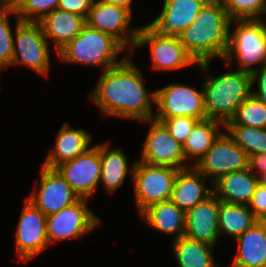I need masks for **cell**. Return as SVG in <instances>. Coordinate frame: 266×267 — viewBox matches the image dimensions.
Returning <instances> with one entry per match:
<instances>
[{
  "label": "cell",
  "instance_id": "cell-30",
  "mask_svg": "<svg viewBox=\"0 0 266 267\" xmlns=\"http://www.w3.org/2000/svg\"><path fill=\"white\" fill-rule=\"evenodd\" d=\"M224 130L248 155L266 153V128L225 126Z\"/></svg>",
  "mask_w": 266,
  "mask_h": 267
},
{
  "label": "cell",
  "instance_id": "cell-19",
  "mask_svg": "<svg viewBox=\"0 0 266 267\" xmlns=\"http://www.w3.org/2000/svg\"><path fill=\"white\" fill-rule=\"evenodd\" d=\"M92 135L83 128H73L69 122H63L56 134L54 146L42 165L56 168L63 162L75 159L91 146Z\"/></svg>",
  "mask_w": 266,
  "mask_h": 267
},
{
  "label": "cell",
  "instance_id": "cell-31",
  "mask_svg": "<svg viewBox=\"0 0 266 267\" xmlns=\"http://www.w3.org/2000/svg\"><path fill=\"white\" fill-rule=\"evenodd\" d=\"M231 20L265 19L266 0H220Z\"/></svg>",
  "mask_w": 266,
  "mask_h": 267
},
{
  "label": "cell",
  "instance_id": "cell-5",
  "mask_svg": "<svg viewBox=\"0 0 266 267\" xmlns=\"http://www.w3.org/2000/svg\"><path fill=\"white\" fill-rule=\"evenodd\" d=\"M232 23H236L234 30L231 29ZM223 60L231 68L233 63H238V70L248 73L265 66L266 21L263 19L231 20L228 49Z\"/></svg>",
  "mask_w": 266,
  "mask_h": 267
},
{
  "label": "cell",
  "instance_id": "cell-37",
  "mask_svg": "<svg viewBox=\"0 0 266 267\" xmlns=\"http://www.w3.org/2000/svg\"><path fill=\"white\" fill-rule=\"evenodd\" d=\"M252 95L266 105V65L251 73ZM254 83L257 90L253 91Z\"/></svg>",
  "mask_w": 266,
  "mask_h": 267
},
{
  "label": "cell",
  "instance_id": "cell-34",
  "mask_svg": "<svg viewBox=\"0 0 266 267\" xmlns=\"http://www.w3.org/2000/svg\"><path fill=\"white\" fill-rule=\"evenodd\" d=\"M198 119L192 117H171L164 119L162 123L169 130L170 134L183 145L189 137L193 127L198 122Z\"/></svg>",
  "mask_w": 266,
  "mask_h": 267
},
{
  "label": "cell",
  "instance_id": "cell-12",
  "mask_svg": "<svg viewBox=\"0 0 266 267\" xmlns=\"http://www.w3.org/2000/svg\"><path fill=\"white\" fill-rule=\"evenodd\" d=\"M132 13L129 9L94 0L86 24L110 34L128 50V54H132L140 28H130Z\"/></svg>",
  "mask_w": 266,
  "mask_h": 267
},
{
  "label": "cell",
  "instance_id": "cell-28",
  "mask_svg": "<svg viewBox=\"0 0 266 267\" xmlns=\"http://www.w3.org/2000/svg\"><path fill=\"white\" fill-rule=\"evenodd\" d=\"M259 219L245 204H230L220 201L218 216L219 235H227L236 239Z\"/></svg>",
  "mask_w": 266,
  "mask_h": 267
},
{
  "label": "cell",
  "instance_id": "cell-14",
  "mask_svg": "<svg viewBox=\"0 0 266 267\" xmlns=\"http://www.w3.org/2000/svg\"><path fill=\"white\" fill-rule=\"evenodd\" d=\"M56 169L79 198L90 199L100 185V143L91 146L75 159L61 163Z\"/></svg>",
  "mask_w": 266,
  "mask_h": 267
},
{
  "label": "cell",
  "instance_id": "cell-40",
  "mask_svg": "<svg viewBox=\"0 0 266 267\" xmlns=\"http://www.w3.org/2000/svg\"><path fill=\"white\" fill-rule=\"evenodd\" d=\"M105 3L117 5L126 9H129L132 12V1L133 0H102Z\"/></svg>",
  "mask_w": 266,
  "mask_h": 267
},
{
  "label": "cell",
  "instance_id": "cell-13",
  "mask_svg": "<svg viewBox=\"0 0 266 267\" xmlns=\"http://www.w3.org/2000/svg\"><path fill=\"white\" fill-rule=\"evenodd\" d=\"M146 123L150 124L140 160L150 165L169 166L179 170L190 168L186 163L182 145L170 134L162 122L154 118Z\"/></svg>",
  "mask_w": 266,
  "mask_h": 267
},
{
  "label": "cell",
  "instance_id": "cell-35",
  "mask_svg": "<svg viewBox=\"0 0 266 267\" xmlns=\"http://www.w3.org/2000/svg\"><path fill=\"white\" fill-rule=\"evenodd\" d=\"M249 209L260 220L266 215V187L260 183L257 185L256 190L252 196Z\"/></svg>",
  "mask_w": 266,
  "mask_h": 267
},
{
  "label": "cell",
  "instance_id": "cell-21",
  "mask_svg": "<svg viewBox=\"0 0 266 267\" xmlns=\"http://www.w3.org/2000/svg\"><path fill=\"white\" fill-rule=\"evenodd\" d=\"M38 23L41 25L46 39L53 41L55 50L58 52L81 33L82 28L86 25V18L77 13L56 8Z\"/></svg>",
  "mask_w": 266,
  "mask_h": 267
},
{
  "label": "cell",
  "instance_id": "cell-6",
  "mask_svg": "<svg viewBox=\"0 0 266 267\" xmlns=\"http://www.w3.org/2000/svg\"><path fill=\"white\" fill-rule=\"evenodd\" d=\"M179 171L173 167L150 165L136 160L131 179L139 214L152 204L170 200Z\"/></svg>",
  "mask_w": 266,
  "mask_h": 267
},
{
  "label": "cell",
  "instance_id": "cell-2",
  "mask_svg": "<svg viewBox=\"0 0 266 267\" xmlns=\"http://www.w3.org/2000/svg\"><path fill=\"white\" fill-rule=\"evenodd\" d=\"M231 18L220 0H209L178 38L205 73L212 59L223 60L229 42Z\"/></svg>",
  "mask_w": 266,
  "mask_h": 267
},
{
  "label": "cell",
  "instance_id": "cell-18",
  "mask_svg": "<svg viewBox=\"0 0 266 267\" xmlns=\"http://www.w3.org/2000/svg\"><path fill=\"white\" fill-rule=\"evenodd\" d=\"M209 0H163L158 16L149 24L159 33L178 36Z\"/></svg>",
  "mask_w": 266,
  "mask_h": 267
},
{
  "label": "cell",
  "instance_id": "cell-24",
  "mask_svg": "<svg viewBox=\"0 0 266 267\" xmlns=\"http://www.w3.org/2000/svg\"><path fill=\"white\" fill-rule=\"evenodd\" d=\"M234 240L238 253L230 267H266V229L260 220Z\"/></svg>",
  "mask_w": 266,
  "mask_h": 267
},
{
  "label": "cell",
  "instance_id": "cell-42",
  "mask_svg": "<svg viewBox=\"0 0 266 267\" xmlns=\"http://www.w3.org/2000/svg\"><path fill=\"white\" fill-rule=\"evenodd\" d=\"M260 222L264 225L266 229V215L260 219Z\"/></svg>",
  "mask_w": 266,
  "mask_h": 267
},
{
  "label": "cell",
  "instance_id": "cell-16",
  "mask_svg": "<svg viewBox=\"0 0 266 267\" xmlns=\"http://www.w3.org/2000/svg\"><path fill=\"white\" fill-rule=\"evenodd\" d=\"M40 173L39 188L34 189L25 199L45 216L57 213L79 199L56 168L42 165Z\"/></svg>",
  "mask_w": 266,
  "mask_h": 267
},
{
  "label": "cell",
  "instance_id": "cell-33",
  "mask_svg": "<svg viewBox=\"0 0 266 267\" xmlns=\"http://www.w3.org/2000/svg\"><path fill=\"white\" fill-rule=\"evenodd\" d=\"M60 0H23L15 10L24 22H39L44 16L58 8Z\"/></svg>",
  "mask_w": 266,
  "mask_h": 267
},
{
  "label": "cell",
  "instance_id": "cell-32",
  "mask_svg": "<svg viewBox=\"0 0 266 267\" xmlns=\"http://www.w3.org/2000/svg\"><path fill=\"white\" fill-rule=\"evenodd\" d=\"M12 14L16 15L15 10L0 9V73L12 66L14 33L9 20Z\"/></svg>",
  "mask_w": 266,
  "mask_h": 267
},
{
  "label": "cell",
  "instance_id": "cell-36",
  "mask_svg": "<svg viewBox=\"0 0 266 267\" xmlns=\"http://www.w3.org/2000/svg\"><path fill=\"white\" fill-rule=\"evenodd\" d=\"M94 0H60L58 8L87 18Z\"/></svg>",
  "mask_w": 266,
  "mask_h": 267
},
{
  "label": "cell",
  "instance_id": "cell-4",
  "mask_svg": "<svg viewBox=\"0 0 266 267\" xmlns=\"http://www.w3.org/2000/svg\"><path fill=\"white\" fill-rule=\"evenodd\" d=\"M126 48L108 33L90 28L87 24L81 33L69 41L58 52L59 60L74 64L101 67V72L121 63L127 56L117 57ZM117 60H116V59Z\"/></svg>",
  "mask_w": 266,
  "mask_h": 267
},
{
  "label": "cell",
  "instance_id": "cell-17",
  "mask_svg": "<svg viewBox=\"0 0 266 267\" xmlns=\"http://www.w3.org/2000/svg\"><path fill=\"white\" fill-rule=\"evenodd\" d=\"M220 200L212 193L186 212L184 235L190 239L209 243L213 246L219 241L218 216Z\"/></svg>",
  "mask_w": 266,
  "mask_h": 267
},
{
  "label": "cell",
  "instance_id": "cell-23",
  "mask_svg": "<svg viewBox=\"0 0 266 267\" xmlns=\"http://www.w3.org/2000/svg\"><path fill=\"white\" fill-rule=\"evenodd\" d=\"M139 215L146 225L163 234L174 236L173 240L184 236L186 213L171 200L152 204Z\"/></svg>",
  "mask_w": 266,
  "mask_h": 267
},
{
  "label": "cell",
  "instance_id": "cell-7",
  "mask_svg": "<svg viewBox=\"0 0 266 267\" xmlns=\"http://www.w3.org/2000/svg\"><path fill=\"white\" fill-rule=\"evenodd\" d=\"M12 65L28 66L43 76L50 71L49 40L38 22H24L15 15Z\"/></svg>",
  "mask_w": 266,
  "mask_h": 267
},
{
  "label": "cell",
  "instance_id": "cell-27",
  "mask_svg": "<svg viewBox=\"0 0 266 267\" xmlns=\"http://www.w3.org/2000/svg\"><path fill=\"white\" fill-rule=\"evenodd\" d=\"M178 267H218L212 254L215 246L181 236L172 241Z\"/></svg>",
  "mask_w": 266,
  "mask_h": 267
},
{
  "label": "cell",
  "instance_id": "cell-29",
  "mask_svg": "<svg viewBox=\"0 0 266 267\" xmlns=\"http://www.w3.org/2000/svg\"><path fill=\"white\" fill-rule=\"evenodd\" d=\"M225 126L266 128V105L251 94Z\"/></svg>",
  "mask_w": 266,
  "mask_h": 267
},
{
  "label": "cell",
  "instance_id": "cell-41",
  "mask_svg": "<svg viewBox=\"0 0 266 267\" xmlns=\"http://www.w3.org/2000/svg\"><path fill=\"white\" fill-rule=\"evenodd\" d=\"M259 183L266 187V173L259 177Z\"/></svg>",
  "mask_w": 266,
  "mask_h": 267
},
{
  "label": "cell",
  "instance_id": "cell-10",
  "mask_svg": "<svg viewBox=\"0 0 266 267\" xmlns=\"http://www.w3.org/2000/svg\"><path fill=\"white\" fill-rule=\"evenodd\" d=\"M87 201L88 199L79 198L72 205L46 216L49 245L78 239L100 226V218L88 208Z\"/></svg>",
  "mask_w": 266,
  "mask_h": 267
},
{
  "label": "cell",
  "instance_id": "cell-11",
  "mask_svg": "<svg viewBox=\"0 0 266 267\" xmlns=\"http://www.w3.org/2000/svg\"><path fill=\"white\" fill-rule=\"evenodd\" d=\"M249 155L242 149L228 132H222L198 162L195 168L206 178L209 177L210 186L220 177L248 168Z\"/></svg>",
  "mask_w": 266,
  "mask_h": 267
},
{
  "label": "cell",
  "instance_id": "cell-39",
  "mask_svg": "<svg viewBox=\"0 0 266 267\" xmlns=\"http://www.w3.org/2000/svg\"><path fill=\"white\" fill-rule=\"evenodd\" d=\"M23 0H0V9L16 10Z\"/></svg>",
  "mask_w": 266,
  "mask_h": 267
},
{
  "label": "cell",
  "instance_id": "cell-20",
  "mask_svg": "<svg viewBox=\"0 0 266 267\" xmlns=\"http://www.w3.org/2000/svg\"><path fill=\"white\" fill-rule=\"evenodd\" d=\"M207 180L195 167L180 170L170 200L186 213L213 193V187H206Z\"/></svg>",
  "mask_w": 266,
  "mask_h": 267
},
{
  "label": "cell",
  "instance_id": "cell-26",
  "mask_svg": "<svg viewBox=\"0 0 266 267\" xmlns=\"http://www.w3.org/2000/svg\"><path fill=\"white\" fill-rule=\"evenodd\" d=\"M220 127L225 129V124L210 118L200 120L196 123L189 137L182 145L186 163L194 159L191 167H195L198 164L223 132Z\"/></svg>",
  "mask_w": 266,
  "mask_h": 267
},
{
  "label": "cell",
  "instance_id": "cell-3",
  "mask_svg": "<svg viewBox=\"0 0 266 267\" xmlns=\"http://www.w3.org/2000/svg\"><path fill=\"white\" fill-rule=\"evenodd\" d=\"M207 76L202 83L207 118L226 124L252 94L251 73L236 68L216 77Z\"/></svg>",
  "mask_w": 266,
  "mask_h": 267
},
{
  "label": "cell",
  "instance_id": "cell-8",
  "mask_svg": "<svg viewBox=\"0 0 266 267\" xmlns=\"http://www.w3.org/2000/svg\"><path fill=\"white\" fill-rule=\"evenodd\" d=\"M148 45H150L151 67L155 70L171 71L198 65L178 36L159 33L149 23L140 26L133 51Z\"/></svg>",
  "mask_w": 266,
  "mask_h": 267
},
{
  "label": "cell",
  "instance_id": "cell-25",
  "mask_svg": "<svg viewBox=\"0 0 266 267\" xmlns=\"http://www.w3.org/2000/svg\"><path fill=\"white\" fill-rule=\"evenodd\" d=\"M109 142H104L100 144V159H101V186L106 189L109 194L115 192L118 188L123 186L127 174L133 173L134 165L136 161L133 162L132 167H128V157L121 147L112 148L109 147Z\"/></svg>",
  "mask_w": 266,
  "mask_h": 267
},
{
  "label": "cell",
  "instance_id": "cell-9",
  "mask_svg": "<svg viewBox=\"0 0 266 267\" xmlns=\"http://www.w3.org/2000/svg\"><path fill=\"white\" fill-rule=\"evenodd\" d=\"M155 91L156 121L162 122L164 119L183 116L199 121L207 119L203 87L198 91L191 86L173 82Z\"/></svg>",
  "mask_w": 266,
  "mask_h": 267
},
{
  "label": "cell",
  "instance_id": "cell-1",
  "mask_svg": "<svg viewBox=\"0 0 266 267\" xmlns=\"http://www.w3.org/2000/svg\"><path fill=\"white\" fill-rule=\"evenodd\" d=\"M143 73L128 55L101 72L89 98L105 116L146 122L153 119L156 91H147Z\"/></svg>",
  "mask_w": 266,
  "mask_h": 267
},
{
  "label": "cell",
  "instance_id": "cell-38",
  "mask_svg": "<svg viewBox=\"0 0 266 267\" xmlns=\"http://www.w3.org/2000/svg\"><path fill=\"white\" fill-rule=\"evenodd\" d=\"M248 169L256 177L266 173V153L249 155ZM258 174H257V173Z\"/></svg>",
  "mask_w": 266,
  "mask_h": 267
},
{
  "label": "cell",
  "instance_id": "cell-15",
  "mask_svg": "<svg viewBox=\"0 0 266 267\" xmlns=\"http://www.w3.org/2000/svg\"><path fill=\"white\" fill-rule=\"evenodd\" d=\"M15 230V249L23 262L34 259L49 246L46 216L27 199Z\"/></svg>",
  "mask_w": 266,
  "mask_h": 267
},
{
  "label": "cell",
  "instance_id": "cell-22",
  "mask_svg": "<svg viewBox=\"0 0 266 267\" xmlns=\"http://www.w3.org/2000/svg\"><path fill=\"white\" fill-rule=\"evenodd\" d=\"M259 184V178L247 168L228 173L213 183V193L221 202L248 205Z\"/></svg>",
  "mask_w": 266,
  "mask_h": 267
}]
</instances>
